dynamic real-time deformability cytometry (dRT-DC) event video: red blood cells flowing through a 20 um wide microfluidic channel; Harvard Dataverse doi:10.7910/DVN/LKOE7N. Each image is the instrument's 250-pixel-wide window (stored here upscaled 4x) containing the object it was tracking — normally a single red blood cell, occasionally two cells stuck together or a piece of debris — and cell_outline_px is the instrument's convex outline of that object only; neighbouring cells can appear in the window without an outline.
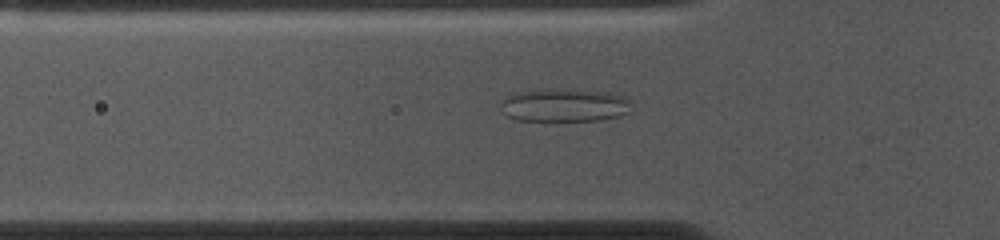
{"species": "common noctule bat (a hibernating species)", "species_latin": "Nyctalus noctula", "temperature_condition": "cold", "stored_images_in_passage": 53, "camera_frame_rate_fps": 3000, "um_per_image_px": 0.085, "animal": {"sex": "female", "body_mass_g": 10.0, "forearm_length_mm": 53.1}, "frame": {"image": 1, "passage_image": 16, "time_ms": 5.0, "image_size_px": [1000, 240], "cell_outline_px": [[628, 112], [620, 116], [600, 120], [552, 124], [516, 120], [500, 112], [500, 104], [504, 96], [516, 92], [536, 88], [576, 88], [608, 92], [624, 96], [628, 100]], "centroid_in_image_um": [47.86, 8.96], "position_along_channel_um": 77.9, "area_um2": 27.11}}